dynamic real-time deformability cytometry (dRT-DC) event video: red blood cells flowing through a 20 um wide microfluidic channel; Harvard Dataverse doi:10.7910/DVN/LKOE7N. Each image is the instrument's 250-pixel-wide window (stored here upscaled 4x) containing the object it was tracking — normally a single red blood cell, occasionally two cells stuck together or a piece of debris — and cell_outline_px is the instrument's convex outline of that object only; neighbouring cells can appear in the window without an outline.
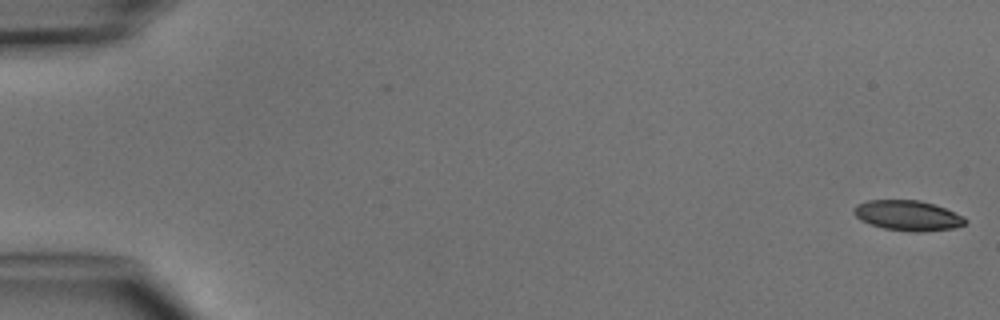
{"species": "common noctule bat (a hibernating species)", "species_latin": "Nyctalus noctula", "temperature_condition": "cold", "stored_images_in_passage": 5, "camera_frame_rate_fps": 3000, "um_per_image_px": 0.085, "animal": {"sex": "male", "body_mass_g": 15.6}, "frame": {"image": 1, "passage_image": 1, "time_ms": 0.0, "image_size_px": [1000, 320], "cell_outline_px": [[968, 220], [964, 224], [952, 228], [924, 232], [912, 232], [884, 228], [860, 220], [852, 212], [852, 208], [856, 204], [868, 200], [920, 200], [944, 208], [964, 216]], "centroid_in_image_um": [77.14, 18.31], "position_along_channel_um": 7.9, "area_um2": 19.59}}
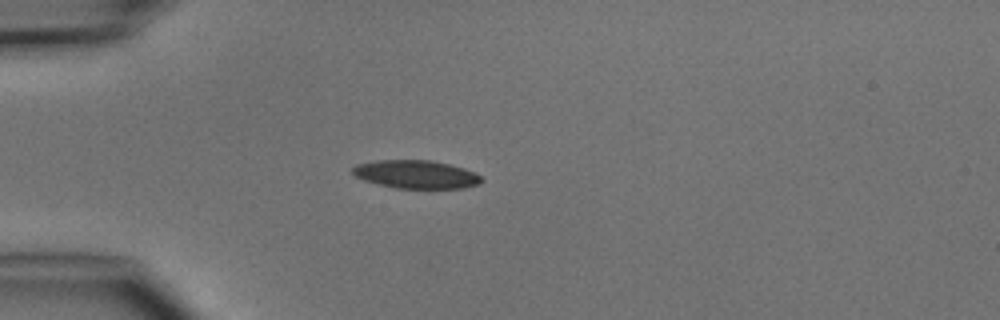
{"frame": {"image": 2, "passage_image": 4, "time_ms": 4.333, "image_size_px": [1000, 320], "cell_outline_px": [[484, 180], [480, 184], [464, 188], [396, 188], [364, 180], [356, 176], [352, 172], [352, 168], [356, 164], [376, 160], [432, 160], [464, 168], [480, 176]], "centroid_in_image_um": [35.37, 14.81], "position_along_channel_um": 49.6, "area_um2": 21.1}}